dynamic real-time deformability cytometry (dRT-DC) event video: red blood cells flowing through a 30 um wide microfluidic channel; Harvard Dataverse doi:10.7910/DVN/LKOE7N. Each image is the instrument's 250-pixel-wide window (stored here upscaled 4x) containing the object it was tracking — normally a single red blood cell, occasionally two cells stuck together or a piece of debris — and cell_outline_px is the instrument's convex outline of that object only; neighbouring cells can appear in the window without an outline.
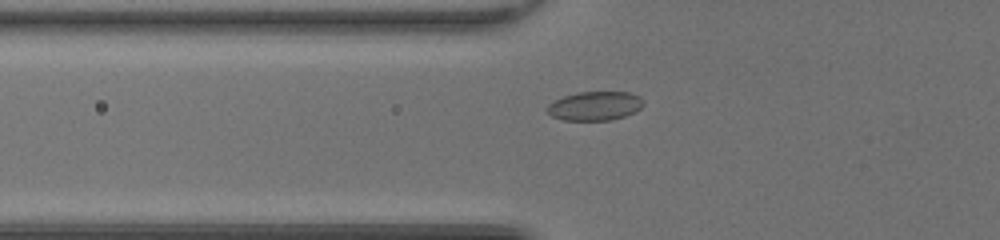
{"species": "common noctule bat (a hibernating species)", "species_latin": "Nyctalus noctula", "temperature_condition": "room temperature", "stored_images_in_passage": 46, "camera_frame_rate_fps": 3000, "um_per_image_px": 0.085, "animal": {"sex": "female", "body_mass_g": 20.0, "forearm_length_mm": 54.0}, "frame": {"image": 1, "passage_image": 14, "time_ms": 4.333, "image_size_px": [1000, 240], "cell_outline_px": [[644, 104], [636, 112], [612, 120], [564, 120], [552, 116], [544, 108], [548, 104], [564, 96], [580, 92], [628, 92], [640, 96], [644, 100]], "centroid_in_image_um": [50.59, 9.0], "position_along_channel_um": 75.2, "area_um2": 16.3}}
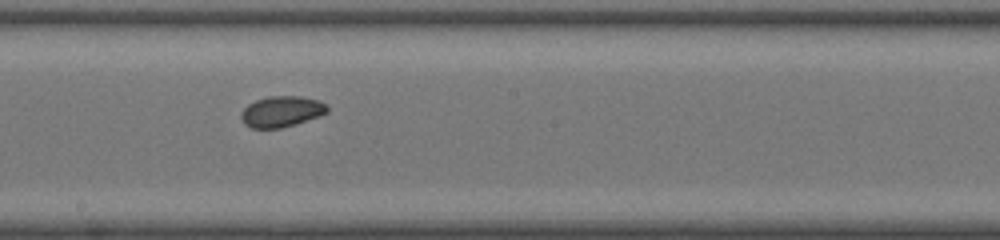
{"frame": {"image": 2, "passage_image": 25, "time_ms": 8.0, "image_size_px": [1000, 240], "cell_outline_px": [[328, 112], [320, 116], [296, 124], [280, 128], [252, 128], [244, 124], [240, 116], [240, 112], [248, 104], [256, 100], [268, 96], [300, 96], [320, 100], [328, 108]], "centroid_in_image_um": [23.92, 9.48], "position_along_channel_um": 224.3, "area_um2": 15.61}}
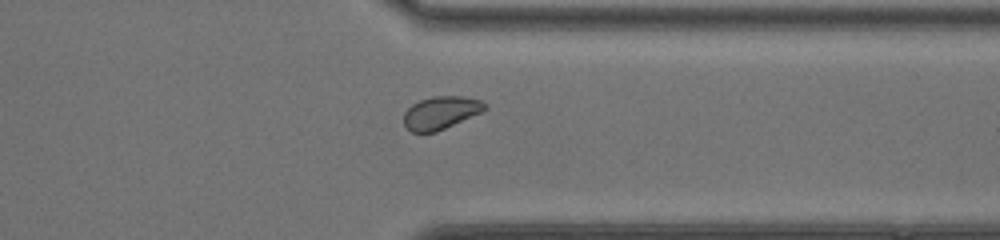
{"frame": {"image": 3, "passage_image": 36, "time_ms": 11.667, "image_size_px": [1000, 240], "cell_outline_px": [[488, 108], [480, 112], [436, 132], [412, 132], [404, 124], [404, 112], [412, 104], [420, 100], [432, 96], [464, 96], [480, 100], [488, 104]], "centroid_in_image_um": [37.47, 9.56], "position_along_channel_um": 373.9, "area_um2": 15.37}, "authors_computed_cell_mechanics": {"area_um2": 16.0106, "velocity_mm_per_s": 4.0849, "shape_relaxation_time_tau1_ms": 3.7828, "shape_relaxation_time_tau2_ms": 7.0635, "deformation_change_tau1": 0.0783, "deformation_change_tau2": 0.0648}}